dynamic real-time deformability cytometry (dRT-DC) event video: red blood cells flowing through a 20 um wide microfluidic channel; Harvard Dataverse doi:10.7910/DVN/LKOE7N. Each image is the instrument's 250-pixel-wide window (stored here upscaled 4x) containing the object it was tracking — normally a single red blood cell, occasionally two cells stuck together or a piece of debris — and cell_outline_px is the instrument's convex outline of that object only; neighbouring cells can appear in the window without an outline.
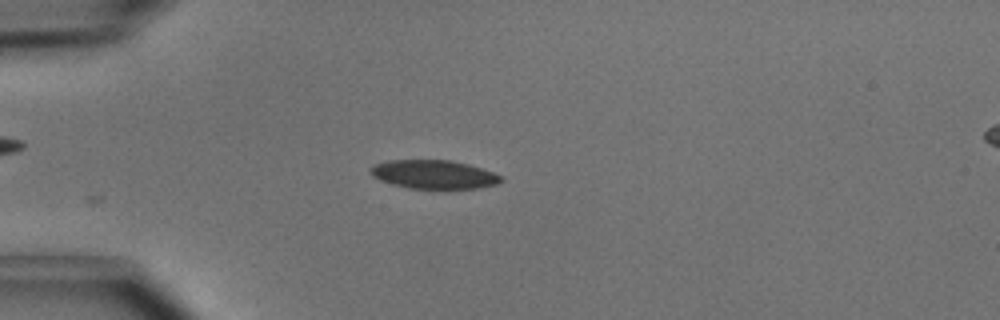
{"species": "common noctule bat (a hibernating species)", "species_latin": "Nyctalus noctula", "temperature_condition": "cold", "stored_images_in_passage": 7, "camera_frame_rate_fps": 3000, "um_per_image_px": 0.085, "animal": {"sex": "male", "body_mass_g": 15.6}, "frame": {"image": 1, "passage_image": 1, "time_ms": 0.0, "image_size_px": [1000, 320], "cell_outline_px": [[504, 180], [496, 184], [480, 188], [408, 188], [392, 184], [380, 180], [372, 176], [368, 172], [372, 164], [388, 160], [448, 160], [468, 164], [492, 172], [500, 176]], "centroid_in_image_um": [36.81, 14.82], "position_along_channel_um": 48.2, "area_um2": 21.73}}